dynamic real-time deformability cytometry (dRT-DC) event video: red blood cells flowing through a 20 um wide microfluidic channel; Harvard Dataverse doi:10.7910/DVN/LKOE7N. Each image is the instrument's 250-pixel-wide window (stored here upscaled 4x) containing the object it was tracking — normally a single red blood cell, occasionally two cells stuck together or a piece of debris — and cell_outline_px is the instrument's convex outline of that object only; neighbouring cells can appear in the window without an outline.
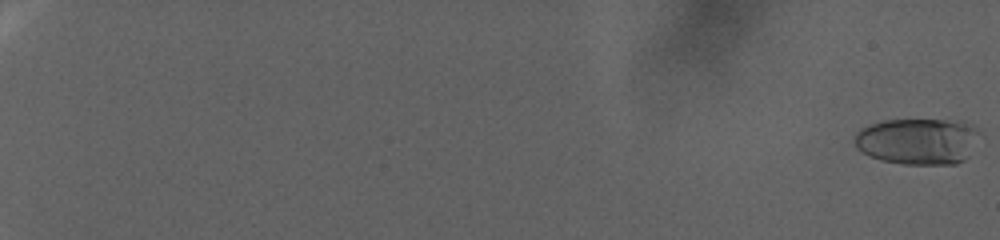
{"species": "human", "species_latin": "Homo sapiens", "temperature_condition": "warm", "stored_images_in_passage": 101, "camera_frame_rate_fps": 3000, "um_per_image_px": 0.085, "donor": {"sex": "female"}, "frame": {"image": 1, "passage_image": 1, "time_ms": 0.0, "image_size_px": [1000, 240], "cell_outline_px": [[984, 136], [968, 156], [964, 160], [956, 164], [904, 164], [880, 160], [856, 148], [856, 132], [860, 128], [868, 124], [884, 120], [964, 120], [972, 124]], "centroid_in_image_um": [78.11, 11.99], "position_along_channel_um": 6.9, "area_um2": 34.39}}
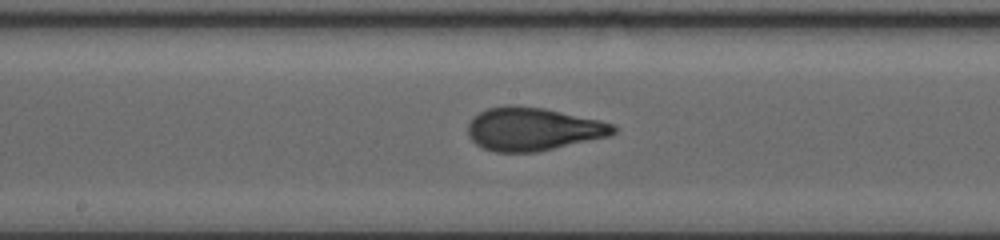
{"frame": {"image": 2, "passage_image": 63, "time_ms": 20.667, "image_size_px": [1000, 240], "cell_outline_px": [[616, 132], [608, 136], [536, 152], [496, 152], [484, 148], [476, 144], [468, 136], [468, 124], [472, 116], [488, 108], [504, 104], [512, 104], [544, 108], [600, 120], [616, 124]], "centroid_in_image_um": [45.28, 10.95], "position_along_channel_um": 202.9, "area_um2": 36.7}}
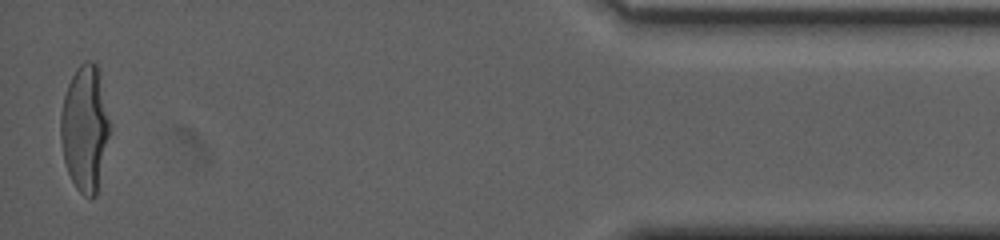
{"frame": {"image": 3, "passage_image": 100, "time_ms": 33.0, "image_size_px": [1000, 240], "cell_outline_px": [[112, 128], [96, 196], [92, 200], [84, 196], [76, 188], [68, 172], [64, 160], [60, 140], [60, 112], [64, 96], [68, 84], [76, 68], [84, 60], [92, 60], [100, 68], [112, 124]], "centroid_in_image_um": [7.26, 10.86], "position_along_channel_um": 427.9, "area_um2": 37.34}, "authors_computed_cell_mechanics": {"area_um2": 34.5066, "velocity_mm_per_s": 2.2957, "shape_relaxation_time_tau1_ms": 10.2047, "shape_relaxation_time_tau2_ms": null, "deformation_change_tau1": 0.295, "deformation_change_tau2": null}}